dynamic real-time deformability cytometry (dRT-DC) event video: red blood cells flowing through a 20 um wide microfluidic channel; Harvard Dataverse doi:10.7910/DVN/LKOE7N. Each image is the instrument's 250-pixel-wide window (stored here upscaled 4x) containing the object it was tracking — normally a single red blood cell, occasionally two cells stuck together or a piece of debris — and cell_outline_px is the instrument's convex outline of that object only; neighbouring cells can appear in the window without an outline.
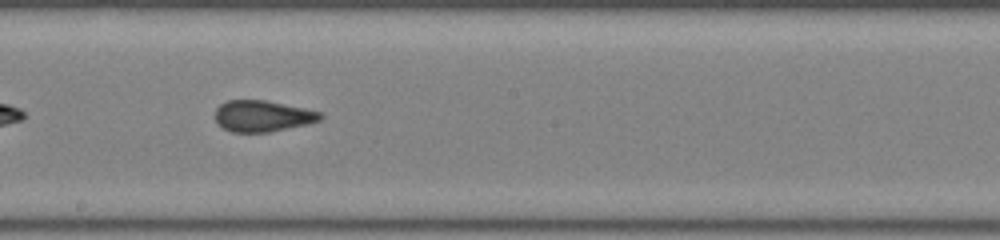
{"species": "common noctule bat (a hibernating species)", "species_latin": "Nyctalus noctula", "temperature_condition": "room temperature", "stored_images_in_passage": 30, "camera_frame_rate_fps": 3000, "um_per_image_px": 0.085, "animal": {"sex": "female", "body_mass_g": 22.0, "forearm_length_mm": 56.7}, "frame": {"image": 1, "passage_image": 13, "time_ms": 4.0, "image_size_px": [1000, 240], "cell_outline_px": [[324, 116], [320, 120], [308, 124], [268, 132], [232, 132], [216, 124], [216, 108], [220, 104], [228, 100], [264, 100], [304, 108], [320, 112]], "centroid_in_image_um": [22.3, 9.86], "position_along_channel_um": 225.9, "area_um2": 19.07}}
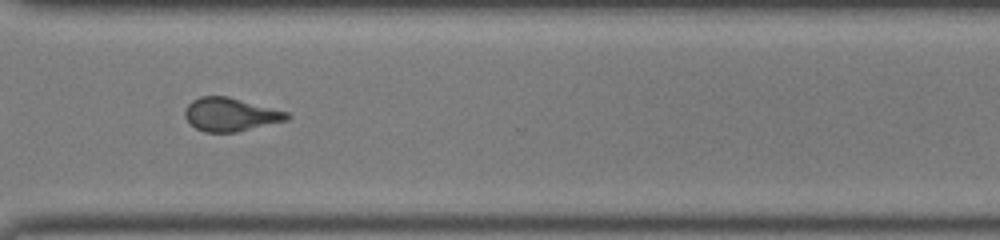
{"frame": {"image": 2, "passage_image": 22, "time_ms": 7.0, "image_size_px": [1000, 240], "cell_outline_px": [[292, 116], [288, 120], [236, 132], [204, 132], [196, 128], [184, 116], [184, 112], [188, 104], [192, 100], [200, 96], [228, 96], [288, 112]], "centroid_in_image_um": [19.6, 9.73], "position_along_channel_um": 351.0, "area_um2": 19.83}}